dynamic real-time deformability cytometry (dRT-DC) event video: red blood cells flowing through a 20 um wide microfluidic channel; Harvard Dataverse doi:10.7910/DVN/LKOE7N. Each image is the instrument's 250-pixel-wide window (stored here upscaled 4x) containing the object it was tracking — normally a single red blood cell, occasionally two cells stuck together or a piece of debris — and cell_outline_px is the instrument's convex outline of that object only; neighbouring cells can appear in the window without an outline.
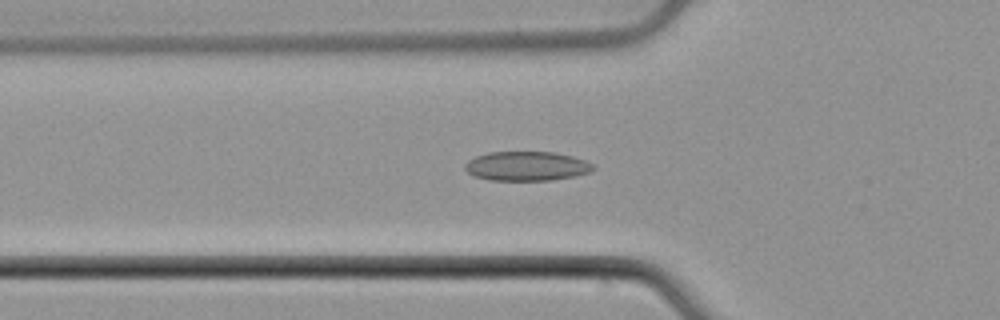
{"species": "common noctule bat (a hibernating species)", "species_latin": "Nyctalus noctula", "temperature_condition": "cold", "stored_images_in_passage": 37, "camera_frame_rate_fps": 3000, "um_per_image_px": 0.085, "animal": {"sex": "male", "body_mass_g": 21.5, "forearm_length_mm": 52.0}, "frame": {"image": 1, "passage_image": 6, "time_ms": 1.667, "image_size_px": [1000, 320], "cell_outline_px": [[596, 168], [588, 172], [576, 176], [552, 180], [488, 180], [476, 176], [468, 172], [464, 168], [464, 164], [468, 160], [476, 156], [488, 152], [552, 152], [572, 156], [596, 164]], "centroid_in_image_um": [44.78, 14.12], "position_along_channel_um": 81.0, "area_um2": 21.96}}
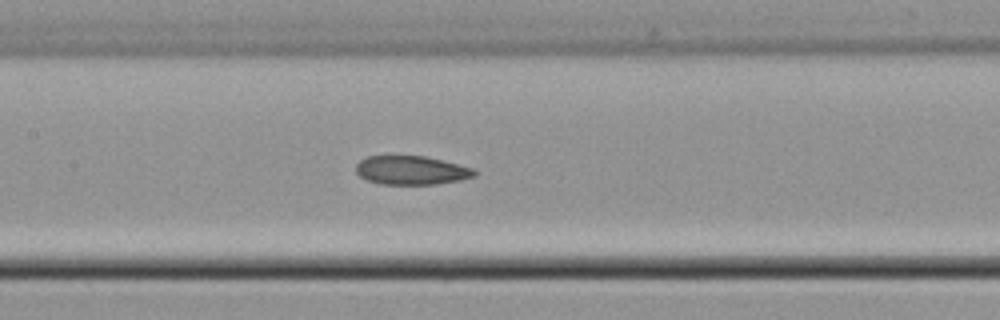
{"frame": {"image": 2, "passage_image": 13, "time_ms": 4.0, "image_size_px": [1000, 320], "cell_outline_px": [[480, 172], [476, 176], [460, 180], [436, 184], [380, 184], [368, 180], [360, 176], [356, 172], [356, 164], [360, 160], [368, 156], [424, 156], [472, 168]], "centroid_in_image_um": [34.97, 14.48], "position_along_channel_um": 172.4, "area_um2": 19.77}}
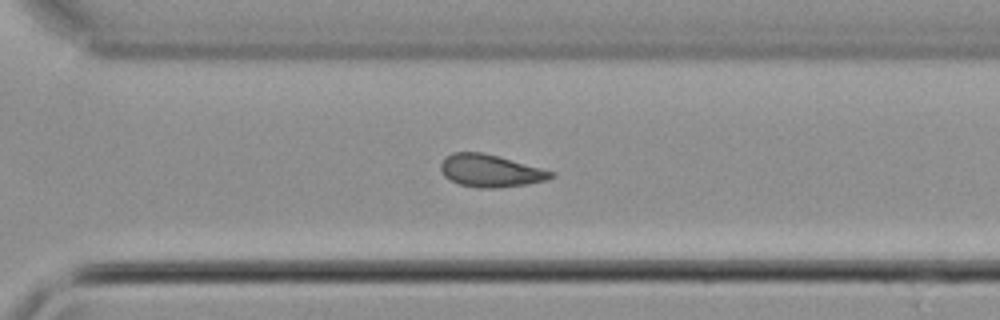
{"frame": {"image": 3, "passage_image": 25, "time_ms": 8.0, "image_size_px": [1000, 320], "cell_outline_px": [[556, 176], [548, 180], [528, 184], [496, 188], [480, 188], [460, 184], [444, 176], [440, 168], [440, 164], [444, 156], [452, 152], [480, 152], [496, 156], [556, 172]], "centroid_in_image_um": [41.69, 14.52], "position_along_channel_um": 328.9, "area_um2": 20.81}, "authors_computed_cell_mechanics": {"area_um2": 20.808, "velocity_mm_per_s": 3.9117, "shape_relaxation_time_tau1_ms": null, "shape_relaxation_time_tau2_ms": 3.9214, "deformation_change_tau1": null, "deformation_change_tau2": 0.0966}}